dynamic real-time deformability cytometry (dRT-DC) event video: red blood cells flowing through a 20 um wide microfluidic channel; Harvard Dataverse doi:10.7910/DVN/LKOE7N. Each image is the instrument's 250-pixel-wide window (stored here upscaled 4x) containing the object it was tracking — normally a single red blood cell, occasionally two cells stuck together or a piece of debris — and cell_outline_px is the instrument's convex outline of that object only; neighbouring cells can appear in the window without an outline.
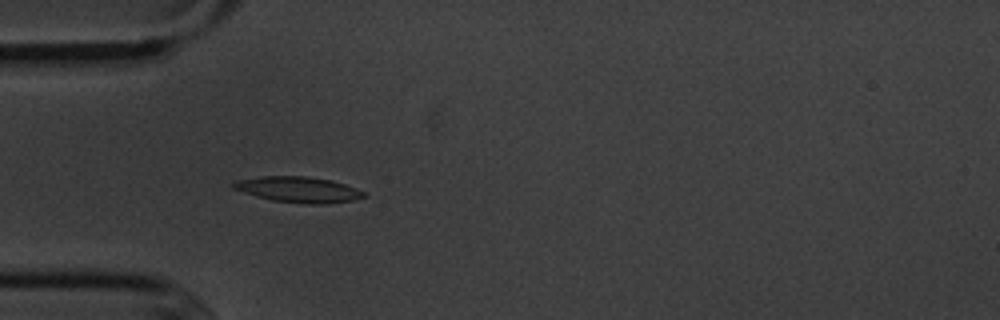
{"species": "common noctule bat (a hibernating species)", "species_latin": "Nyctalus noctula", "temperature_condition": "cold", "stored_images_in_passage": 6, "camera_frame_rate_fps": 3000, "um_per_image_px": 0.085, "animal": {"sex": "male", "body_mass_g": 20.1, "forearm_length_mm": 53.5}, "frame": {"image": 1, "passage_image": 5, "time_ms": 4.667, "image_size_px": [1000, 320], "cell_outline_px": [[368, 196], [352, 200], [320, 204], [304, 204], [272, 200], [256, 196], [232, 188], [232, 184], [236, 180], [264, 176], [304, 176], [332, 180], [356, 188], [364, 192]], "centroid_in_image_um": [25.36, 16.11], "position_along_channel_um": 59.6, "area_um2": 19.42}}
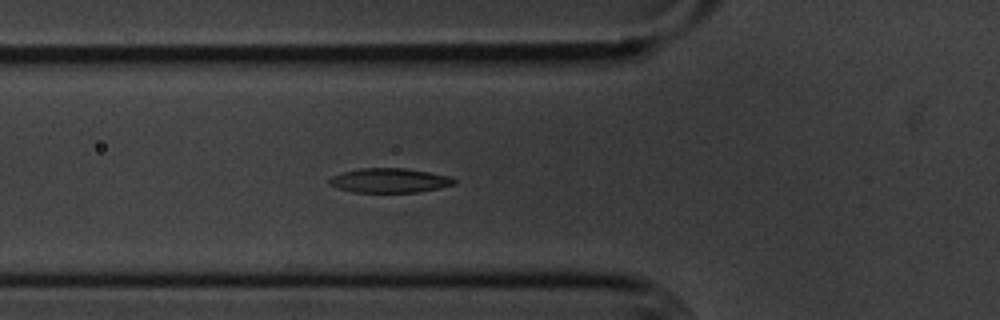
{"frame": {"image": 2, "passage_image": 6, "time_ms": 5.667, "image_size_px": [1000, 320], "cell_outline_px": [[456, 184], [416, 192], [352, 192], [328, 184], [328, 180], [332, 176], [340, 172], [360, 168], [404, 168], [452, 176], [456, 180]], "centroid_in_image_um": [33.09, 15.33], "position_along_channel_um": 92.7, "area_um2": 17.74}}